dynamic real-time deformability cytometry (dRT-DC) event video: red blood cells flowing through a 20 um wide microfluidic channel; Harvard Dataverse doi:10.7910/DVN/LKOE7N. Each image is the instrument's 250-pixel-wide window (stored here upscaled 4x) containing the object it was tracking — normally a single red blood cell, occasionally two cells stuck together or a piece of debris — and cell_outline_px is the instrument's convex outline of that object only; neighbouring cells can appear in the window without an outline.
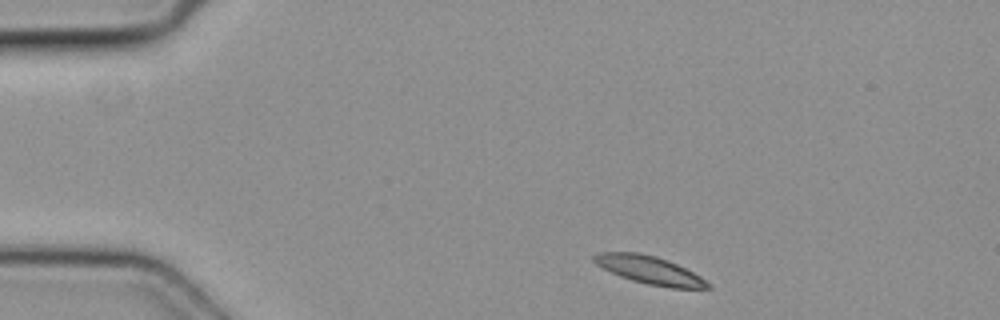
{"species": "common noctule bat (a hibernating species)", "species_latin": "Nyctalus noctula", "temperature_condition": "cold", "stored_images_in_passage": 4, "camera_frame_rate_fps": 3000, "um_per_image_px": 0.085, "animal": {"sex": "female", "body_mass_g": 19.3, "forearm_length_mm": 54.1}, "frame": {"image": 1, "passage_image": 1, "time_ms": 0.0, "image_size_px": [1000, 320], "cell_outline_px": [[712, 288], [672, 288], [648, 284], [632, 280], [620, 276], [596, 264], [592, 260], [592, 256], [600, 252], [640, 252], [656, 256], [668, 260], [700, 276], [712, 284]], "centroid_in_image_um": [55.22, 22.95], "position_along_channel_um": 29.8, "area_um2": 18.44}}
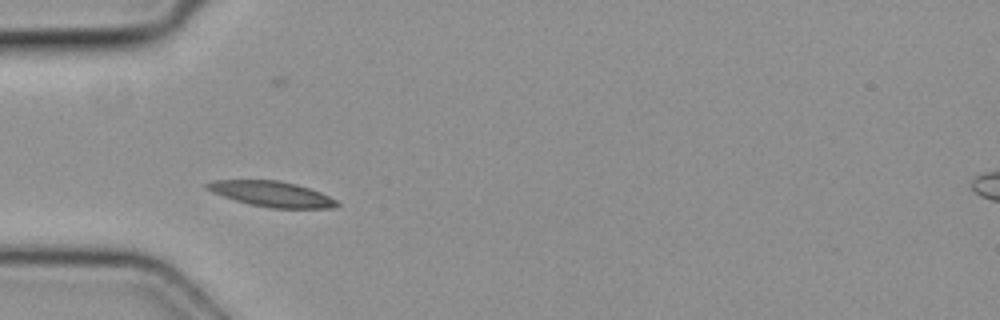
{"frame": {"image": 2, "passage_image": 3, "time_ms": 0.667, "image_size_px": [1000, 320], "cell_outline_px": [[340, 204], [336, 208], [272, 208], [248, 204], [212, 192], [204, 188], [204, 184], [212, 180], [280, 180], [296, 184], [320, 192], [336, 200]], "centroid_in_image_um": [23.08, 16.48], "position_along_channel_um": 61.9, "area_um2": 19.25}}
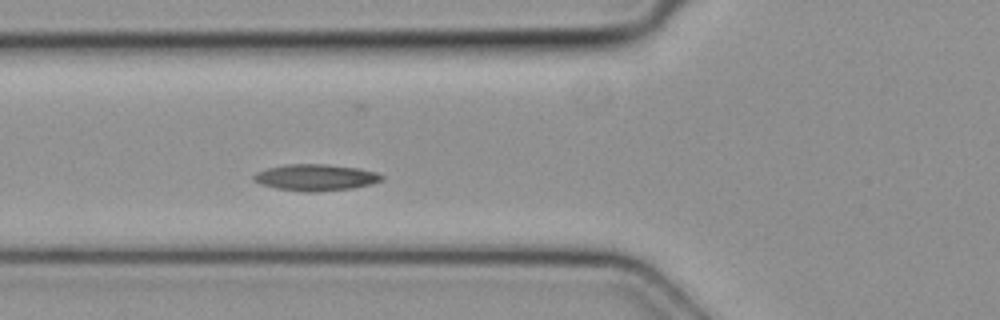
{"frame": {"image": 3, "passage_image": 4, "time_ms": 1.0, "image_size_px": [1000, 320], "cell_outline_px": [[384, 180], [372, 184], [352, 188], [316, 192], [304, 192], [276, 188], [260, 184], [252, 180], [252, 176], [256, 172], [268, 168], [288, 164], [324, 164], [360, 168], [376, 172], [384, 176]], "centroid_in_image_um": [26.84, 15.09], "position_along_channel_um": 99.0, "area_um2": 19.88}}